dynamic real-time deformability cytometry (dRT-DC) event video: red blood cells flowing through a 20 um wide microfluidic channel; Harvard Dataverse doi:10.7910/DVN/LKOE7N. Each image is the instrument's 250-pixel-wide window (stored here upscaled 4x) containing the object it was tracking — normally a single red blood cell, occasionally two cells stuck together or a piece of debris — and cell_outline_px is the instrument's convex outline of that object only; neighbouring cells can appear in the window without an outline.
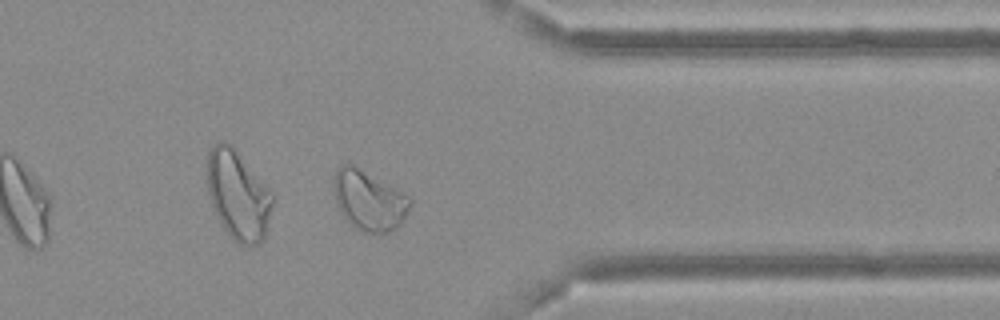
{"species": "Egyptian fruit bat (a non-hibernating species)", "species_latin": "Rousettus aegyptiacus", "temperature_condition": "cold", "stored_images_in_passage": 39, "camera_frame_rate_fps": 3000, "um_per_image_px": 0.085, "frame": {"image": 1, "passage_image": 28, "time_ms": 9.0, "image_size_px": [1000, 320], "cell_outline_px": [[412, 204], [404, 220], [396, 228], [388, 232], [364, 232], [356, 228], [340, 212], [336, 204], [336, 172], [340, 164], [352, 164], [412, 196]], "centroid_in_image_um": [31.44, 17.04], "position_along_channel_um": 380.0, "area_um2": 26.36}}